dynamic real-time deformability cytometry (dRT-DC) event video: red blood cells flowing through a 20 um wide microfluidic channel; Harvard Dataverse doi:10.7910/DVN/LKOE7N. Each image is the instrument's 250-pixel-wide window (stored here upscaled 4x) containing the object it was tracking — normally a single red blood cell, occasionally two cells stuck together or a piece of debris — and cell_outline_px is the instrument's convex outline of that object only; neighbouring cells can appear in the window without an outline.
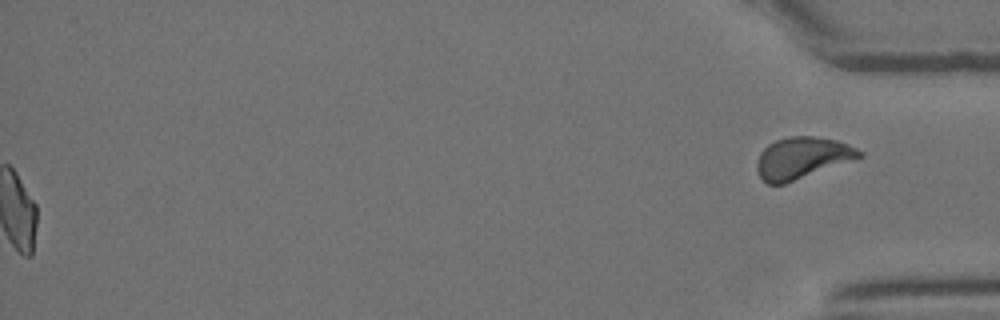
{"species": "Egyptian fruit bat (a non-hibernating species)", "species_latin": "Rousettus aegyptiacus", "temperature_condition": "room temperature", "stored_images_in_passage": 38, "segment_of_instrument_passage": [2, 2], "camera_frame_rate_fps": 3000, "um_per_image_px": 0.085, "animal": {"sex": "female"}, "frame": {"image": 1, "passage_image": 38, "time_ms": 12.333, "image_size_px": [1000, 320], "cell_outline_px": [[864, 156], [784, 184], [768, 184], [760, 176], [756, 168], [756, 164], [760, 152], [768, 144], [776, 140], [788, 136], [812, 136], [836, 140], [848, 144], [864, 152]], "centroid_in_image_um": [68.17, 13.41], "position_along_channel_um": 367.0, "area_um2": 24.68}}